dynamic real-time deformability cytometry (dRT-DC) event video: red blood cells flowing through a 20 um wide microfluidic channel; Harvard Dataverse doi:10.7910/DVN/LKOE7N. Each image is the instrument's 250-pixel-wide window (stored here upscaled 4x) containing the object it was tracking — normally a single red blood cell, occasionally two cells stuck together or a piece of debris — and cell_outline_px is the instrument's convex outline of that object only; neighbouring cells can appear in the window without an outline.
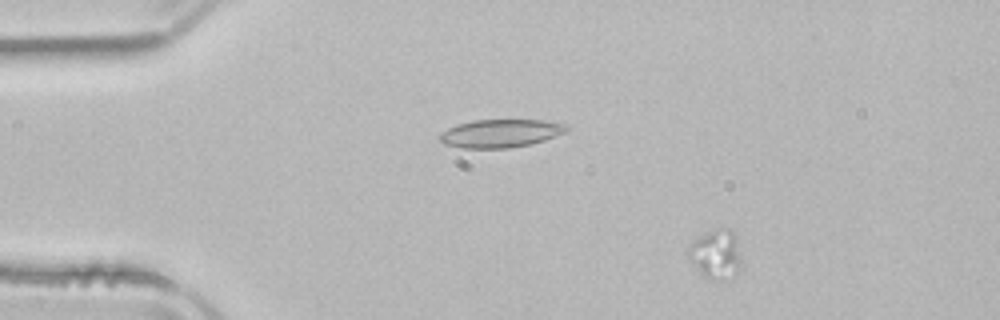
{"species": "common noctule bat (a hibernating species)", "species_latin": "Nyctalus noctula", "temperature_condition": "room temperature", "stored_images_in_passage": 26, "camera_frame_rate_fps": 3000, "um_per_image_px": 0.085, "animal": {"sex": "male", "body_mass_g": 21.5, "forearm_length_mm": 52.0}, "frame": {"image": 1, "passage_image": 4, "time_ms": 1.0, "image_size_px": [1000, 320], "cell_outline_px": [[740, 264], [736, 272], [728, 280], [708, 280], [688, 260], [684, 252], [700, 236], [708, 232], [720, 228], [728, 228], [736, 236], [740, 260]], "centroid_in_image_um": [60.81, 21.64], "position_along_channel_um": 24.2, "area_um2": 15.14}}
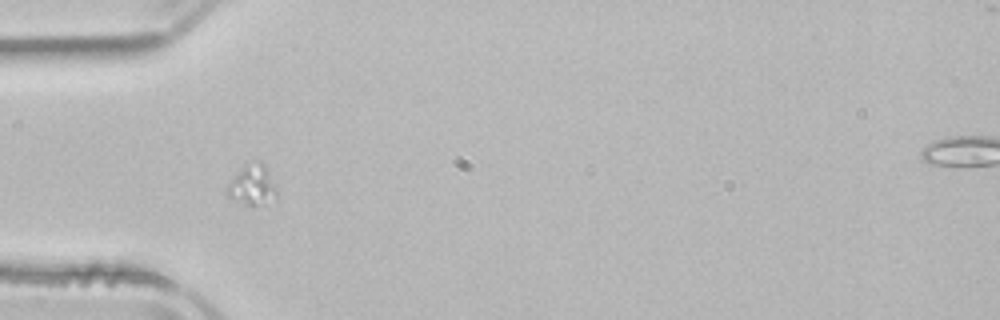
{"frame": {"image": 2, "passage_image": 13, "time_ms": 4.0, "image_size_px": [1000, 320], "cell_outline_px": [[276, 196], [264, 204], [252, 208], [228, 196], [224, 192], [224, 188], [244, 164], [256, 160], [260, 160], [264, 164], [276, 188]], "centroid_in_image_um": [21.4, 15.74], "position_along_channel_um": 63.6, "area_um2": 11.79}}